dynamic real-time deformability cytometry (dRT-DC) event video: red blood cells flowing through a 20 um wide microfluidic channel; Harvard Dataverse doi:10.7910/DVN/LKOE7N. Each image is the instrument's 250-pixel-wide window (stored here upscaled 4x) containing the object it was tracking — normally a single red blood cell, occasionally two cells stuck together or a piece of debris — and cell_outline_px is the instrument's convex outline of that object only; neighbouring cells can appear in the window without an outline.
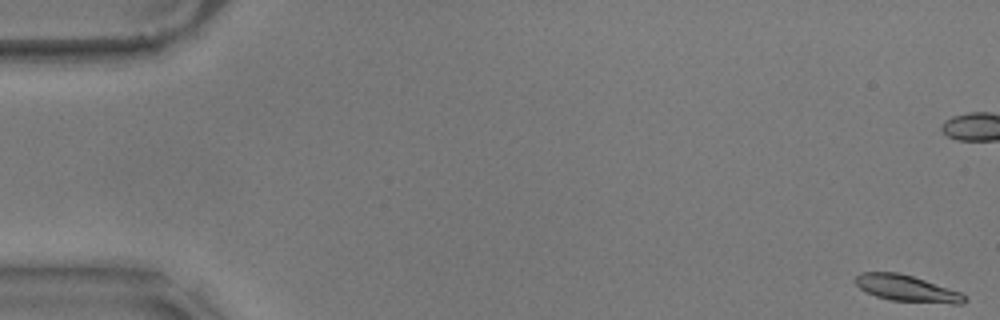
{"species": "common noctule bat (a hibernating species)", "species_latin": "Nyctalus noctula", "temperature_condition": "warm", "stored_images_in_passage": 10, "camera_frame_rate_fps": 3000, "um_per_image_px": 0.085, "animal": {"sex": "male", "body_mass_g": 17.9}, "frame": {"image": 1, "passage_image": 1, "time_ms": 0.0, "image_size_px": [1000, 320], "cell_outline_px": [[968, 300], [964, 304], [952, 304], [888, 300], [876, 296], [860, 288], [856, 284], [856, 276], [860, 272], [900, 272], [960, 292], [968, 296]], "centroid_in_image_um": [77.12, 24.53], "position_along_channel_um": 7.9, "area_um2": 16.82}}